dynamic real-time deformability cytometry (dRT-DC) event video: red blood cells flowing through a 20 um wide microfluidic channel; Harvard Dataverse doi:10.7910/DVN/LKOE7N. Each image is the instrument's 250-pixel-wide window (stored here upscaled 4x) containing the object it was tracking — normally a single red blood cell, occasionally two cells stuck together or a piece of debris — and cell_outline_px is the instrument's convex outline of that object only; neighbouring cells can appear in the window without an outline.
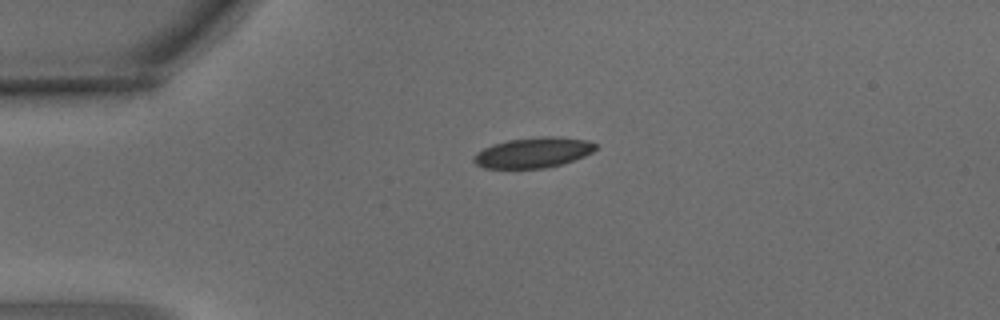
{"species": "common noctule bat (a hibernating species)", "species_latin": "Nyctalus noctula", "temperature_condition": "warm", "stored_images_in_passage": 6, "camera_frame_rate_fps": 3000, "um_per_image_px": 0.085, "animal": {"sex": "male", "body_mass_g": 15.6}, "frame": {"image": 1, "passage_image": 1, "time_ms": 0.0, "image_size_px": [1000, 320], "cell_outline_px": [[596, 148], [592, 152], [584, 156], [548, 168], [484, 168], [476, 164], [472, 160], [472, 156], [476, 152], [492, 144], [508, 140], [544, 136], [560, 136], [588, 140], [596, 144]], "centroid_in_image_um": [45.3, 12.96], "position_along_channel_um": 39.7, "area_um2": 21.62}}
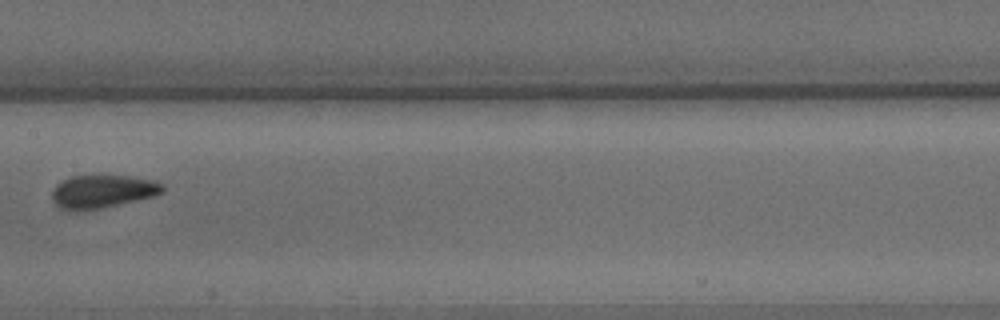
{"frame": {"image": 2, "passage_image": 5, "time_ms": 1.333, "image_size_px": [1000, 320], "cell_outline_px": [[164, 192], [156, 196], [100, 208], [72, 212], [68, 212], [60, 208], [52, 200], [52, 188], [56, 184], [72, 176], [128, 176], [148, 180], [164, 184]], "centroid_in_image_um": [8.67, 16.3], "position_along_channel_um": 198.7, "area_um2": 21.33}}
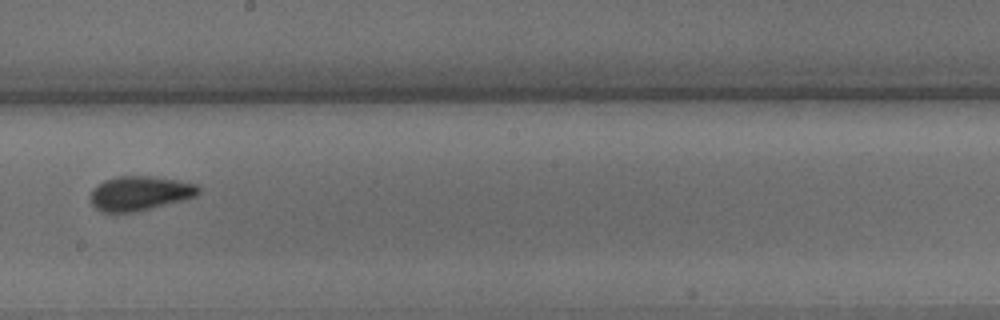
{"frame": {"image": 3, "passage_image": 6, "time_ms": 1.667, "image_size_px": [1000, 320], "cell_outline_px": [[200, 192], [196, 196], [184, 200], [136, 212], [100, 212], [92, 204], [88, 196], [92, 188], [104, 180], [116, 176], [148, 176], [180, 180], [200, 184]], "centroid_in_image_um": [11.88, 16.42], "position_along_channel_um": 236.3, "area_um2": 22.08}}